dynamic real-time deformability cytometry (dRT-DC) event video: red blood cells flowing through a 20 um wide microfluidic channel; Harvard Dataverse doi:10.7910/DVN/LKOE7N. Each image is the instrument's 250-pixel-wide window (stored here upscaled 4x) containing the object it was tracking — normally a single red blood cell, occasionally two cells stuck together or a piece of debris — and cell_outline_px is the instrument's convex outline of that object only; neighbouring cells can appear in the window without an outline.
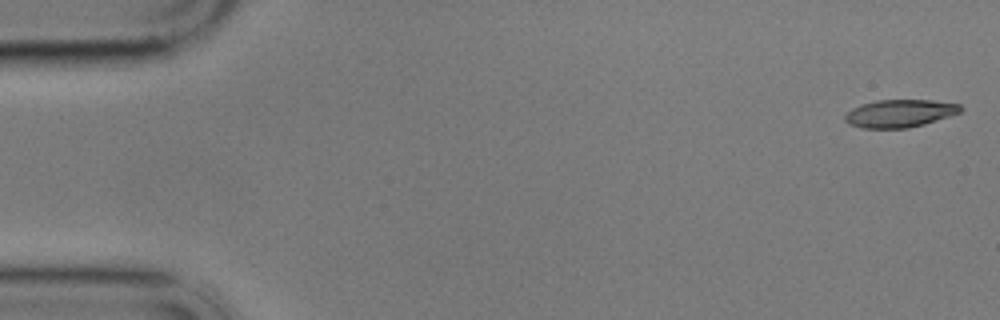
{"species": "common noctule bat (a hibernating species)", "species_latin": "Nyctalus noctula", "temperature_condition": "cold", "stored_images_in_passage": 53, "camera_frame_rate_fps": 3000, "um_per_image_px": 0.085, "animal": {"sex": "male", "body_mass_g": 17.9}, "frame": {"image": 1, "passage_image": 1, "time_ms": 0.0, "image_size_px": [1000, 320], "cell_outline_px": [[964, 108], [960, 112], [924, 124], [908, 128], [864, 128], [848, 124], [844, 120], [844, 116], [852, 108], [860, 104], [876, 100], [932, 100], [960, 104]], "centroid_in_image_um": [76.46, 9.63], "position_along_channel_um": 8.5, "area_um2": 18.67}}
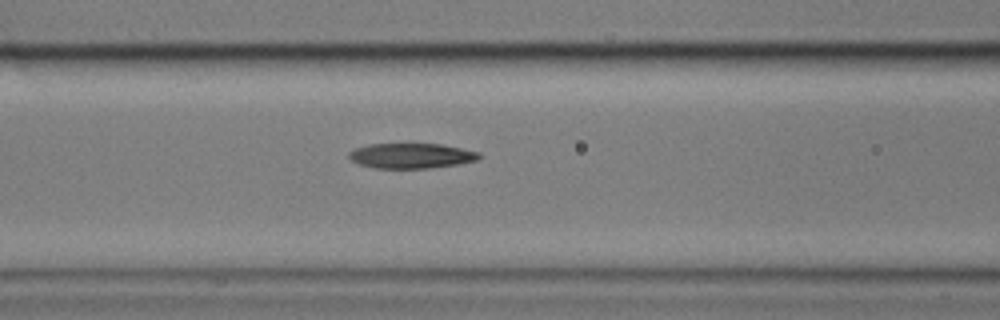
{"frame": {"image": 2, "passage_image": 23, "time_ms": 7.333, "image_size_px": [1000, 320], "cell_outline_px": [[480, 156], [476, 160], [456, 164], [428, 168], [376, 168], [360, 164], [352, 160], [348, 156], [348, 152], [356, 148], [368, 144], [440, 144], [480, 152]], "centroid_in_image_um": [34.93, 13.23], "position_along_channel_um": 131.7, "area_um2": 18.79}}
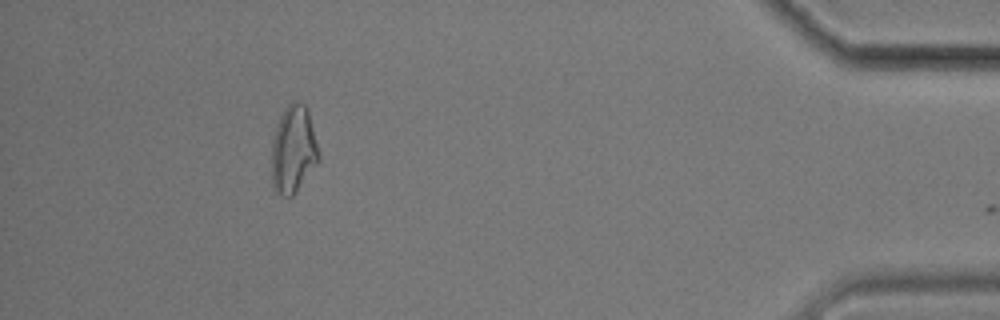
{"frame": {"image": 3, "passage_image": 52, "time_ms": 17.0, "image_size_px": [1000, 320], "cell_outline_px": [[320, 160], [296, 192], [292, 196], [284, 196], [272, 188], [272, 140], [276, 124], [284, 108], [292, 100], [300, 100], [308, 108], [320, 152]], "centroid_in_image_um": [24.95, 12.66], "position_along_channel_um": 410.2, "area_um2": 24.51}}